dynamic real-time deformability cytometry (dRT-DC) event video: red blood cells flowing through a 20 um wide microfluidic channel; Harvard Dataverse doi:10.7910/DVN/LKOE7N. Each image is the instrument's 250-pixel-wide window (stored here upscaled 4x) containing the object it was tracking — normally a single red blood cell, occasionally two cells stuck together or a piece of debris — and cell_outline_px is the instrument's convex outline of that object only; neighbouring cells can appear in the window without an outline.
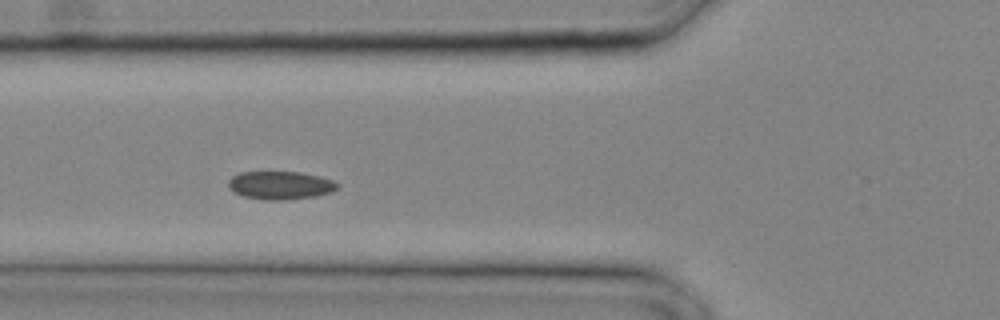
{"species": "common noctule bat (a hibernating species)", "species_latin": "Nyctalus noctula", "temperature_condition": "cold", "stored_images_in_passage": 26, "camera_frame_rate_fps": 3000, "um_per_image_px": 0.085, "animal": {"sex": "male", "body_mass_g": 20.4}, "frame": {"image": 1, "passage_image": 8, "time_ms": 2.333, "image_size_px": [1000, 320], "cell_outline_px": [[340, 184], [332, 192], [316, 196], [284, 200], [264, 200], [244, 196], [236, 192], [228, 184], [228, 180], [232, 176], [240, 172], [300, 172], [320, 176], [332, 180]], "centroid_in_image_um": [23.86, 15.74], "position_along_channel_um": 101.9, "area_um2": 17.8}}